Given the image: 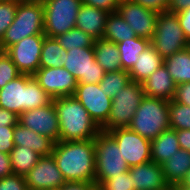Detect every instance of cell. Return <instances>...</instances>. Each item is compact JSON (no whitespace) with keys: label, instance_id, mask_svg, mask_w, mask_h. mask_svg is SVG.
<instances>
[{"label":"cell","instance_id":"8992f818","mask_svg":"<svg viewBox=\"0 0 190 190\" xmlns=\"http://www.w3.org/2000/svg\"><path fill=\"white\" fill-rule=\"evenodd\" d=\"M95 185L106 179L125 173L129 170L124 157L119 151L116 141L104 131H100L95 139Z\"/></svg>","mask_w":190,"mask_h":190},{"label":"cell","instance_id":"9c48e42d","mask_svg":"<svg viewBox=\"0 0 190 190\" xmlns=\"http://www.w3.org/2000/svg\"><path fill=\"white\" fill-rule=\"evenodd\" d=\"M44 6V34L56 38L76 26L82 0H42Z\"/></svg>","mask_w":190,"mask_h":190},{"label":"cell","instance_id":"8fae6325","mask_svg":"<svg viewBox=\"0 0 190 190\" xmlns=\"http://www.w3.org/2000/svg\"><path fill=\"white\" fill-rule=\"evenodd\" d=\"M78 83H99L105 75L104 69L96 62L93 47L67 50V57L63 66Z\"/></svg>","mask_w":190,"mask_h":190},{"label":"cell","instance_id":"484cf974","mask_svg":"<svg viewBox=\"0 0 190 190\" xmlns=\"http://www.w3.org/2000/svg\"><path fill=\"white\" fill-rule=\"evenodd\" d=\"M163 64L176 85L190 82V49L188 47L165 58Z\"/></svg>","mask_w":190,"mask_h":190},{"label":"cell","instance_id":"30bf717a","mask_svg":"<svg viewBox=\"0 0 190 190\" xmlns=\"http://www.w3.org/2000/svg\"><path fill=\"white\" fill-rule=\"evenodd\" d=\"M107 133L116 141L119 151L130 167L151 161V141L128 127L115 128Z\"/></svg>","mask_w":190,"mask_h":190},{"label":"cell","instance_id":"7402d4cb","mask_svg":"<svg viewBox=\"0 0 190 190\" xmlns=\"http://www.w3.org/2000/svg\"><path fill=\"white\" fill-rule=\"evenodd\" d=\"M190 170V152L178 150L162 164V171L171 188L179 185Z\"/></svg>","mask_w":190,"mask_h":190},{"label":"cell","instance_id":"74e56055","mask_svg":"<svg viewBox=\"0 0 190 190\" xmlns=\"http://www.w3.org/2000/svg\"><path fill=\"white\" fill-rule=\"evenodd\" d=\"M14 126L0 128V152L9 154L14 148Z\"/></svg>","mask_w":190,"mask_h":190},{"label":"cell","instance_id":"f907efd6","mask_svg":"<svg viewBox=\"0 0 190 190\" xmlns=\"http://www.w3.org/2000/svg\"><path fill=\"white\" fill-rule=\"evenodd\" d=\"M173 189H174V190H190V189H188V188L182 187L180 184L177 185V186H174Z\"/></svg>","mask_w":190,"mask_h":190},{"label":"cell","instance_id":"ac0fdd59","mask_svg":"<svg viewBox=\"0 0 190 190\" xmlns=\"http://www.w3.org/2000/svg\"><path fill=\"white\" fill-rule=\"evenodd\" d=\"M134 190H170L162 171V165L153 161L129 168Z\"/></svg>","mask_w":190,"mask_h":190},{"label":"cell","instance_id":"ffe728a7","mask_svg":"<svg viewBox=\"0 0 190 190\" xmlns=\"http://www.w3.org/2000/svg\"><path fill=\"white\" fill-rule=\"evenodd\" d=\"M110 12L82 4L76 18V28L89 34L95 40L102 39L106 19Z\"/></svg>","mask_w":190,"mask_h":190},{"label":"cell","instance_id":"7c38bea8","mask_svg":"<svg viewBox=\"0 0 190 190\" xmlns=\"http://www.w3.org/2000/svg\"><path fill=\"white\" fill-rule=\"evenodd\" d=\"M45 34L31 35L5 50L21 74L33 75L39 69Z\"/></svg>","mask_w":190,"mask_h":190},{"label":"cell","instance_id":"7bdbcfd3","mask_svg":"<svg viewBox=\"0 0 190 190\" xmlns=\"http://www.w3.org/2000/svg\"><path fill=\"white\" fill-rule=\"evenodd\" d=\"M19 122V116L9 110L0 107V128L15 126Z\"/></svg>","mask_w":190,"mask_h":190},{"label":"cell","instance_id":"4dcf8cb0","mask_svg":"<svg viewBox=\"0 0 190 190\" xmlns=\"http://www.w3.org/2000/svg\"><path fill=\"white\" fill-rule=\"evenodd\" d=\"M128 71L119 70L117 72H107L99 82L102 91L110 98H114L117 92L130 82Z\"/></svg>","mask_w":190,"mask_h":190},{"label":"cell","instance_id":"e575fe53","mask_svg":"<svg viewBox=\"0 0 190 190\" xmlns=\"http://www.w3.org/2000/svg\"><path fill=\"white\" fill-rule=\"evenodd\" d=\"M21 73L5 51L0 52V89L16 79Z\"/></svg>","mask_w":190,"mask_h":190},{"label":"cell","instance_id":"2e32d148","mask_svg":"<svg viewBox=\"0 0 190 190\" xmlns=\"http://www.w3.org/2000/svg\"><path fill=\"white\" fill-rule=\"evenodd\" d=\"M117 11L134 30L137 37L148 40L153 38L159 13L146 9L133 0L119 2Z\"/></svg>","mask_w":190,"mask_h":190},{"label":"cell","instance_id":"f35d334b","mask_svg":"<svg viewBox=\"0 0 190 190\" xmlns=\"http://www.w3.org/2000/svg\"><path fill=\"white\" fill-rule=\"evenodd\" d=\"M83 4L96 7L98 9L115 12L118 9V0H82Z\"/></svg>","mask_w":190,"mask_h":190},{"label":"cell","instance_id":"ab89813d","mask_svg":"<svg viewBox=\"0 0 190 190\" xmlns=\"http://www.w3.org/2000/svg\"><path fill=\"white\" fill-rule=\"evenodd\" d=\"M135 3L142 5L157 13L167 11L170 0H133Z\"/></svg>","mask_w":190,"mask_h":190},{"label":"cell","instance_id":"d590c367","mask_svg":"<svg viewBox=\"0 0 190 190\" xmlns=\"http://www.w3.org/2000/svg\"><path fill=\"white\" fill-rule=\"evenodd\" d=\"M17 6L18 3L0 2V41L14 20Z\"/></svg>","mask_w":190,"mask_h":190},{"label":"cell","instance_id":"603a6c76","mask_svg":"<svg viewBox=\"0 0 190 190\" xmlns=\"http://www.w3.org/2000/svg\"><path fill=\"white\" fill-rule=\"evenodd\" d=\"M163 60L161 55L150 44L147 49L140 53L137 63L128 72L130 79L142 83L163 64Z\"/></svg>","mask_w":190,"mask_h":190},{"label":"cell","instance_id":"8d00e7d4","mask_svg":"<svg viewBox=\"0 0 190 190\" xmlns=\"http://www.w3.org/2000/svg\"><path fill=\"white\" fill-rule=\"evenodd\" d=\"M0 190H29L25 177L12 174L0 179Z\"/></svg>","mask_w":190,"mask_h":190},{"label":"cell","instance_id":"ee69618b","mask_svg":"<svg viewBox=\"0 0 190 190\" xmlns=\"http://www.w3.org/2000/svg\"><path fill=\"white\" fill-rule=\"evenodd\" d=\"M13 174L10 155L0 152V179Z\"/></svg>","mask_w":190,"mask_h":190},{"label":"cell","instance_id":"277c9868","mask_svg":"<svg viewBox=\"0 0 190 190\" xmlns=\"http://www.w3.org/2000/svg\"><path fill=\"white\" fill-rule=\"evenodd\" d=\"M44 34V6L42 0L18 3L14 20L0 41V48L8 47L31 35Z\"/></svg>","mask_w":190,"mask_h":190},{"label":"cell","instance_id":"f546056e","mask_svg":"<svg viewBox=\"0 0 190 190\" xmlns=\"http://www.w3.org/2000/svg\"><path fill=\"white\" fill-rule=\"evenodd\" d=\"M13 174L25 175L38 163L41 155L29 147L14 146L9 153Z\"/></svg>","mask_w":190,"mask_h":190},{"label":"cell","instance_id":"cb8c5ba5","mask_svg":"<svg viewBox=\"0 0 190 190\" xmlns=\"http://www.w3.org/2000/svg\"><path fill=\"white\" fill-rule=\"evenodd\" d=\"M180 149L176 130L168 129L163 131L151 141V161L162 165Z\"/></svg>","mask_w":190,"mask_h":190},{"label":"cell","instance_id":"c3c4849f","mask_svg":"<svg viewBox=\"0 0 190 190\" xmlns=\"http://www.w3.org/2000/svg\"><path fill=\"white\" fill-rule=\"evenodd\" d=\"M180 185L184 188H188L190 189V170L189 172L186 174L184 180L180 183Z\"/></svg>","mask_w":190,"mask_h":190},{"label":"cell","instance_id":"52a82bcc","mask_svg":"<svg viewBox=\"0 0 190 190\" xmlns=\"http://www.w3.org/2000/svg\"><path fill=\"white\" fill-rule=\"evenodd\" d=\"M144 97L141 83L132 80L128 82L112 99L108 121L101 127V131L107 132L115 128L128 127Z\"/></svg>","mask_w":190,"mask_h":190},{"label":"cell","instance_id":"b9f144b4","mask_svg":"<svg viewBox=\"0 0 190 190\" xmlns=\"http://www.w3.org/2000/svg\"><path fill=\"white\" fill-rule=\"evenodd\" d=\"M185 38L190 42V8L176 13Z\"/></svg>","mask_w":190,"mask_h":190},{"label":"cell","instance_id":"60d3db41","mask_svg":"<svg viewBox=\"0 0 190 190\" xmlns=\"http://www.w3.org/2000/svg\"><path fill=\"white\" fill-rule=\"evenodd\" d=\"M173 100L178 103L190 106V82L176 86Z\"/></svg>","mask_w":190,"mask_h":190},{"label":"cell","instance_id":"44dd1931","mask_svg":"<svg viewBox=\"0 0 190 190\" xmlns=\"http://www.w3.org/2000/svg\"><path fill=\"white\" fill-rule=\"evenodd\" d=\"M13 142L14 146L29 147L41 156L51 155L55 144L49 137L40 135L19 122L14 126Z\"/></svg>","mask_w":190,"mask_h":190},{"label":"cell","instance_id":"f1b7e54d","mask_svg":"<svg viewBox=\"0 0 190 190\" xmlns=\"http://www.w3.org/2000/svg\"><path fill=\"white\" fill-rule=\"evenodd\" d=\"M67 57V50L64 49L56 38L44 37L39 68L62 67Z\"/></svg>","mask_w":190,"mask_h":190},{"label":"cell","instance_id":"9a60e30c","mask_svg":"<svg viewBox=\"0 0 190 190\" xmlns=\"http://www.w3.org/2000/svg\"><path fill=\"white\" fill-rule=\"evenodd\" d=\"M25 181L29 190H59L66 182L52 154L41 156Z\"/></svg>","mask_w":190,"mask_h":190},{"label":"cell","instance_id":"bcb514c9","mask_svg":"<svg viewBox=\"0 0 190 190\" xmlns=\"http://www.w3.org/2000/svg\"><path fill=\"white\" fill-rule=\"evenodd\" d=\"M180 148L190 152V129L176 130Z\"/></svg>","mask_w":190,"mask_h":190},{"label":"cell","instance_id":"4fadbf2b","mask_svg":"<svg viewBox=\"0 0 190 190\" xmlns=\"http://www.w3.org/2000/svg\"><path fill=\"white\" fill-rule=\"evenodd\" d=\"M73 96L88 111L100 128L108 121L112 98L102 91L99 83H78Z\"/></svg>","mask_w":190,"mask_h":190},{"label":"cell","instance_id":"681fc988","mask_svg":"<svg viewBox=\"0 0 190 190\" xmlns=\"http://www.w3.org/2000/svg\"><path fill=\"white\" fill-rule=\"evenodd\" d=\"M13 2V3H24L30 0H0V2Z\"/></svg>","mask_w":190,"mask_h":190},{"label":"cell","instance_id":"7dc6e473","mask_svg":"<svg viewBox=\"0 0 190 190\" xmlns=\"http://www.w3.org/2000/svg\"><path fill=\"white\" fill-rule=\"evenodd\" d=\"M190 8V0H170L168 12L178 13Z\"/></svg>","mask_w":190,"mask_h":190},{"label":"cell","instance_id":"f6af8a7d","mask_svg":"<svg viewBox=\"0 0 190 190\" xmlns=\"http://www.w3.org/2000/svg\"><path fill=\"white\" fill-rule=\"evenodd\" d=\"M95 182H65L59 190H93Z\"/></svg>","mask_w":190,"mask_h":190},{"label":"cell","instance_id":"d6986e66","mask_svg":"<svg viewBox=\"0 0 190 190\" xmlns=\"http://www.w3.org/2000/svg\"><path fill=\"white\" fill-rule=\"evenodd\" d=\"M145 96L171 101L176 91V83L162 64L142 83Z\"/></svg>","mask_w":190,"mask_h":190},{"label":"cell","instance_id":"1f68e13d","mask_svg":"<svg viewBox=\"0 0 190 190\" xmlns=\"http://www.w3.org/2000/svg\"><path fill=\"white\" fill-rule=\"evenodd\" d=\"M59 44L66 50L74 49V47L84 48L93 47L95 39L89 34H86L79 28H72L56 37Z\"/></svg>","mask_w":190,"mask_h":190},{"label":"cell","instance_id":"6da1fadb","mask_svg":"<svg viewBox=\"0 0 190 190\" xmlns=\"http://www.w3.org/2000/svg\"><path fill=\"white\" fill-rule=\"evenodd\" d=\"M52 155L66 182H94L96 175L94 139L58 141Z\"/></svg>","mask_w":190,"mask_h":190},{"label":"cell","instance_id":"ba28073f","mask_svg":"<svg viewBox=\"0 0 190 190\" xmlns=\"http://www.w3.org/2000/svg\"><path fill=\"white\" fill-rule=\"evenodd\" d=\"M151 45L163 59L174 53L186 49L189 46L176 13L160 12L156 20L155 35L151 39Z\"/></svg>","mask_w":190,"mask_h":190},{"label":"cell","instance_id":"d4e9b609","mask_svg":"<svg viewBox=\"0 0 190 190\" xmlns=\"http://www.w3.org/2000/svg\"><path fill=\"white\" fill-rule=\"evenodd\" d=\"M94 56L96 62L107 72L122 70L117 44L105 39L94 41Z\"/></svg>","mask_w":190,"mask_h":190},{"label":"cell","instance_id":"e0dca14e","mask_svg":"<svg viewBox=\"0 0 190 190\" xmlns=\"http://www.w3.org/2000/svg\"><path fill=\"white\" fill-rule=\"evenodd\" d=\"M19 123L34 132L60 141L59 121L53 100L46 106L26 110L19 115Z\"/></svg>","mask_w":190,"mask_h":190},{"label":"cell","instance_id":"5bb4252c","mask_svg":"<svg viewBox=\"0 0 190 190\" xmlns=\"http://www.w3.org/2000/svg\"><path fill=\"white\" fill-rule=\"evenodd\" d=\"M32 76L52 99L73 96L78 84L64 67L39 68Z\"/></svg>","mask_w":190,"mask_h":190},{"label":"cell","instance_id":"7a4b0ae2","mask_svg":"<svg viewBox=\"0 0 190 190\" xmlns=\"http://www.w3.org/2000/svg\"><path fill=\"white\" fill-rule=\"evenodd\" d=\"M59 121L60 141L95 139L101 128L74 96L52 99Z\"/></svg>","mask_w":190,"mask_h":190},{"label":"cell","instance_id":"816d5d0a","mask_svg":"<svg viewBox=\"0 0 190 190\" xmlns=\"http://www.w3.org/2000/svg\"><path fill=\"white\" fill-rule=\"evenodd\" d=\"M93 190H101L98 186H95Z\"/></svg>","mask_w":190,"mask_h":190},{"label":"cell","instance_id":"83f0119b","mask_svg":"<svg viewBox=\"0 0 190 190\" xmlns=\"http://www.w3.org/2000/svg\"><path fill=\"white\" fill-rule=\"evenodd\" d=\"M150 44L151 40L141 37L127 39L117 43L122 70L129 72L133 65L137 63L140 53L147 49Z\"/></svg>","mask_w":190,"mask_h":190},{"label":"cell","instance_id":"3957f363","mask_svg":"<svg viewBox=\"0 0 190 190\" xmlns=\"http://www.w3.org/2000/svg\"><path fill=\"white\" fill-rule=\"evenodd\" d=\"M52 98L35 78L21 74L0 89V107L16 113L48 105Z\"/></svg>","mask_w":190,"mask_h":190},{"label":"cell","instance_id":"4316f807","mask_svg":"<svg viewBox=\"0 0 190 190\" xmlns=\"http://www.w3.org/2000/svg\"><path fill=\"white\" fill-rule=\"evenodd\" d=\"M137 37L134 30L128 25V23L123 19L118 11L109 13L106 24L104 27V32L102 39L120 43L127 39H132Z\"/></svg>","mask_w":190,"mask_h":190},{"label":"cell","instance_id":"d6a6232c","mask_svg":"<svg viewBox=\"0 0 190 190\" xmlns=\"http://www.w3.org/2000/svg\"><path fill=\"white\" fill-rule=\"evenodd\" d=\"M168 109L170 129H190V106L171 100Z\"/></svg>","mask_w":190,"mask_h":190},{"label":"cell","instance_id":"5b68a950","mask_svg":"<svg viewBox=\"0 0 190 190\" xmlns=\"http://www.w3.org/2000/svg\"><path fill=\"white\" fill-rule=\"evenodd\" d=\"M169 101L145 96L128 126L134 132L150 141L163 131L170 129Z\"/></svg>","mask_w":190,"mask_h":190},{"label":"cell","instance_id":"836d02e7","mask_svg":"<svg viewBox=\"0 0 190 190\" xmlns=\"http://www.w3.org/2000/svg\"><path fill=\"white\" fill-rule=\"evenodd\" d=\"M101 190H134L133 177L129 171L106 179L97 185Z\"/></svg>","mask_w":190,"mask_h":190}]
</instances>
